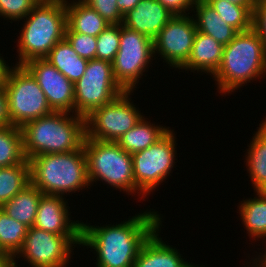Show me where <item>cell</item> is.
Masks as SVG:
<instances>
[{"label": "cell", "mask_w": 266, "mask_h": 267, "mask_svg": "<svg viewBox=\"0 0 266 267\" xmlns=\"http://www.w3.org/2000/svg\"><path fill=\"white\" fill-rule=\"evenodd\" d=\"M162 217L155 209H148L115 225L96 226L82 221L81 246L94 251L96 267H133L143 243L163 225Z\"/></svg>", "instance_id": "obj_1"}, {"label": "cell", "mask_w": 266, "mask_h": 267, "mask_svg": "<svg viewBox=\"0 0 266 267\" xmlns=\"http://www.w3.org/2000/svg\"><path fill=\"white\" fill-rule=\"evenodd\" d=\"M266 75V48L257 32L251 28L238 32L224 46L221 65L212 76L221 96L239 90L251 81ZM264 76V77H263Z\"/></svg>", "instance_id": "obj_2"}, {"label": "cell", "mask_w": 266, "mask_h": 267, "mask_svg": "<svg viewBox=\"0 0 266 267\" xmlns=\"http://www.w3.org/2000/svg\"><path fill=\"white\" fill-rule=\"evenodd\" d=\"M27 160L41 154L67 153L80 149L86 137L85 118L52 112L21 127Z\"/></svg>", "instance_id": "obj_3"}, {"label": "cell", "mask_w": 266, "mask_h": 267, "mask_svg": "<svg viewBox=\"0 0 266 267\" xmlns=\"http://www.w3.org/2000/svg\"><path fill=\"white\" fill-rule=\"evenodd\" d=\"M29 162L31 183L45 195L67 197L91 188L83 146L67 153L41 154Z\"/></svg>", "instance_id": "obj_4"}, {"label": "cell", "mask_w": 266, "mask_h": 267, "mask_svg": "<svg viewBox=\"0 0 266 267\" xmlns=\"http://www.w3.org/2000/svg\"><path fill=\"white\" fill-rule=\"evenodd\" d=\"M26 19V20H25ZM23 25L16 41L18 56L15 65L32 59H44L51 49L65 38L67 27L66 0L38 4L22 19Z\"/></svg>", "instance_id": "obj_5"}, {"label": "cell", "mask_w": 266, "mask_h": 267, "mask_svg": "<svg viewBox=\"0 0 266 267\" xmlns=\"http://www.w3.org/2000/svg\"><path fill=\"white\" fill-rule=\"evenodd\" d=\"M83 148L87 159V175L90 187L94 182L108 184L109 187L145 197L137 190L133 176L131 154L124 151L116 142H106L85 137ZM137 193V194H135Z\"/></svg>", "instance_id": "obj_6"}, {"label": "cell", "mask_w": 266, "mask_h": 267, "mask_svg": "<svg viewBox=\"0 0 266 267\" xmlns=\"http://www.w3.org/2000/svg\"><path fill=\"white\" fill-rule=\"evenodd\" d=\"M14 66V67H13ZM8 66L3 85L13 126L51 114L47 98L33 75L23 65Z\"/></svg>", "instance_id": "obj_7"}, {"label": "cell", "mask_w": 266, "mask_h": 267, "mask_svg": "<svg viewBox=\"0 0 266 267\" xmlns=\"http://www.w3.org/2000/svg\"><path fill=\"white\" fill-rule=\"evenodd\" d=\"M170 129L148 148L131 154L137 190L146 198L171 175L176 164V136Z\"/></svg>", "instance_id": "obj_8"}, {"label": "cell", "mask_w": 266, "mask_h": 267, "mask_svg": "<svg viewBox=\"0 0 266 267\" xmlns=\"http://www.w3.org/2000/svg\"><path fill=\"white\" fill-rule=\"evenodd\" d=\"M153 57V40L120 24L119 50L112 68L115 81L125 92L136 90L139 80L155 60Z\"/></svg>", "instance_id": "obj_9"}, {"label": "cell", "mask_w": 266, "mask_h": 267, "mask_svg": "<svg viewBox=\"0 0 266 267\" xmlns=\"http://www.w3.org/2000/svg\"><path fill=\"white\" fill-rule=\"evenodd\" d=\"M74 89V114L84 118L125 92L115 81L112 63L96 58L88 61Z\"/></svg>", "instance_id": "obj_10"}, {"label": "cell", "mask_w": 266, "mask_h": 267, "mask_svg": "<svg viewBox=\"0 0 266 267\" xmlns=\"http://www.w3.org/2000/svg\"><path fill=\"white\" fill-rule=\"evenodd\" d=\"M77 245L81 247V234L57 235L32 226L12 263L23 257L30 267H68Z\"/></svg>", "instance_id": "obj_11"}, {"label": "cell", "mask_w": 266, "mask_h": 267, "mask_svg": "<svg viewBox=\"0 0 266 267\" xmlns=\"http://www.w3.org/2000/svg\"><path fill=\"white\" fill-rule=\"evenodd\" d=\"M132 93L124 92L112 102L93 110L85 117L86 137L117 142L123 134L134 127L144 114L133 104L134 101L130 96Z\"/></svg>", "instance_id": "obj_12"}, {"label": "cell", "mask_w": 266, "mask_h": 267, "mask_svg": "<svg viewBox=\"0 0 266 267\" xmlns=\"http://www.w3.org/2000/svg\"><path fill=\"white\" fill-rule=\"evenodd\" d=\"M196 32L193 16L174 15L153 40L154 59L160 57L170 69L180 70L188 61Z\"/></svg>", "instance_id": "obj_13"}, {"label": "cell", "mask_w": 266, "mask_h": 267, "mask_svg": "<svg viewBox=\"0 0 266 267\" xmlns=\"http://www.w3.org/2000/svg\"><path fill=\"white\" fill-rule=\"evenodd\" d=\"M23 66L36 79L52 111L74 114V83L46 59H32Z\"/></svg>", "instance_id": "obj_14"}, {"label": "cell", "mask_w": 266, "mask_h": 267, "mask_svg": "<svg viewBox=\"0 0 266 267\" xmlns=\"http://www.w3.org/2000/svg\"><path fill=\"white\" fill-rule=\"evenodd\" d=\"M63 197L43 194L33 226L57 235L81 234V221L71 220L68 200Z\"/></svg>", "instance_id": "obj_15"}, {"label": "cell", "mask_w": 266, "mask_h": 267, "mask_svg": "<svg viewBox=\"0 0 266 267\" xmlns=\"http://www.w3.org/2000/svg\"><path fill=\"white\" fill-rule=\"evenodd\" d=\"M173 16L158 0H140L123 16L122 25L154 40Z\"/></svg>", "instance_id": "obj_16"}, {"label": "cell", "mask_w": 266, "mask_h": 267, "mask_svg": "<svg viewBox=\"0 0 266 267\" xmlns=\"http://www.w3.org/2000/svg\"><path fill=\"white\" fill-rule=\"evenodd\" d=\"M161 227L143 243L133 267H205L203 264L188 263L174 246L166 244L159 235Z\"/></svg>", "instance_id": "obj_17"}, {"label": "cell", "mask_w": 266, "mask_h": 267, "mask_svg": "<svg viewBox=\"0 0 266 267\" xmlns=\"http://www.w3.org/2000/svg\"><path fill=\"white\" fill-rule=\"evenodd\" d=\"M224 45L213 37L197 31L188 61L180 68L182 70L203 72L211 77L221 65Z\"/></svg>", "instance_id": "obj_18"}, {"label": "cell", "mask_w": 266, "mask_h": 267, "mask_svg": "<svg viewBox=\"0 0 266 267\" xmlns=\"http://www.w3.org/2000/svg\"><path fill=\"white\" fill-rule=\"evenodd\" d=\"M257 128L245 152V165L254 192L266 191V117Z\"/></svg>", "instance_id": "obj_19"}, {"label": "cell", "mask_w": 266, "mask_h": 267, "mask_svg": "<svg viewBox=\"0 0 266 267\" xmlns=\"http://www.w3.org/2000/svg\"><path fill=\"white\" fill-rule=\"evenodd\" d=\"M66 11L65 32H77L97 37L109 25L98 12L82 0H66Z\"/></svg>", "instance_id": "obj_20"}, {"label": "cell", "mask_w": 266, "mask_h": 267, "mask_svg": "<svg viewBox=\"0 0 266 267\" xmlns=\"http://www.w3.org/2000/svg\"><path fill=\"white\" fill-rule=\"evenodd\" d=\"M192 11L195 13L192 16L197 31L213 37L224 46L233 40L238 33L235 28L219 16L209 3L196 0Z\"/></svg>", "instance_id": "obj_21"}, {"label": "cell", "mask_w": 266, "mask_h": 267, "mask_svg": "<svg viewBox=\"0 0 266 267\" xmlns=\"http://www.w3.org/2000/svg\"><path fill=\"white\" fill-rule=\"evenodd\" d=\"M254 198L240 201L239 213L242 225L246 229L250 240L262 242L266 239V191H256Z\"/></svg>", "instance_id": "obj_22"}, {"label": "cell", "mask_w": 266, "mask_h": 267, "mask_svg": "<svg viewBox=\"0 0 266 267\" xmlns=\"http://www.w3.org/2000/svg\"><path fill=\"white\" fill-rule=\"evenodd\" d=\"M144 117L116 142L129 154L148 148L170 130L169 126L154 125L151 120L148 121L149 118Z\"/></svg>", "instance_id": "obj_23"}, {"label": "cell", "mask_w": 266, "mask_h": 267, "mask_svg": "<svg viewBox=\"0 0 266 267\" xmlns=\"http://www.w3.org/2000/svg\"><path fill=\"white\" fill-rule=\"evenodd\" d=\"M44 59L72 83L77 82L83 76L88 63V60L76 53L65 38L59 41Z\"/></svg>", "instance_id": "obj_24"}, {"label": "cell", "mask_w": 266, "mask_h": 267, "mask_svg": "<svg viewBox=\"0 0 266 267\" xmlns=\"http://www.w3.org/2000/svg\"><path fill=\"white\" fill-rule=\"evenodd\" d=\"M42 195L43 193L30 183L1 208L8 216L30 228L35 223L36 213Z\"/></svg>", "instance_id": "obj_25"}, {"label": "cell", "mask_w": 266, "mask_h": 267, "mask_svg": "<svg viewBox=\"0 0 266 267\" xmlns=\"http://www.w3.org/2000/svg\"><path fill=\"white\" fill-rule=\"evenodd\" d=\"M31 183L30 162L0 168V208Z\"/></svg>", "instance_id": "obj_26"}, {"label": "cell", "mask_w": 266, "mask_h": 267, "mask_svg": "<svg viewBox=\"0 0 266 267\" xmlns=\"http://www.w3.org/2000/svg\"><path fill=\"white\" fill-rule=\"evenodd\" d=\"M22 131L20 127L0 128V168L25 162Z\"/></svg>", "instance_id": "obj_27"}, {"label": "cell", "mask_w": 266, "mask_h": 267, "mask_svg": "<svg viewBox=\"0 0 266 267\" xmlns=\"http://www.w3.org/2000/svg\"><path fill=\"white\" fill-rule=\"evenodd\" d=\"M28 227L0 208V250L13 258L21 249Z\"/></svg>", "instance_id": "obj_28"}, {"label": "cell", "mask_w": 266, "mask_h": 267, "mask_svg": "<svg viewBox=\"0 0 266 267\" xmlns=\"http://www.w3.org/2000/svg\"><path fill=\"white\" fill-rule=\"evenodd\" d=\"M209 4L226 23L238 32H244L252 28L255 6H241L228 0H211Z\"/></svg>", "instance_id": "obj_29"}, {"label": "cell", "mask_w": 266, "mask_h": 267, "mask_svg": "<svg viewBox=\"0 0 266 267\" xmlns=\"http://www.w3.org/2000/svg\"><path fill=\"white\" fill-rule=\"evenodd\" d=\"M96 38L95 58L112 63L119 50L120 24H109Z\"/></svg>", "instance_id": "obj_30"}, {"label": "cell", "mask_w": 266, "mask_h": 267, "mask_svg": "<svg viewBox=\"0 0 266 267\" xmlns=\"http://www.w3.org/2000/svg\"><path fill=\"white\" fill-rule=\"evenodd\" d=\"M65 39L80 57L88 61L95 59L97 44L96 37L77 32H65Z\"/></svg>", "instance_id": "obj_31"}, {"label": "cell", "mask_w": 266, "mask_h": 267, "mask_svg": "<svg viewBox=\"0 0 266 267\" xmlns=\"http://www.w3.org/2000/svg\"><path fill=\"white\" fill-rule=\"evenodd\" d=\"M36 4L32 0H0V17L5 20L20 21L25 18Z\"/></svg>", "instance_id": "obj_32"}, {"label": "cell", "mask_w": 266, "mask_h": 267, "mask_svg": "<svg viewBox=\"0 0 266 267\" xmlns=\"http://www.w3.org/2000/svg\"><path fill=\"white\" fill-rule=\"evenodd\" d=\"M98 12L109 24H122L123 16L117 6V0H82Z\"/></svg>", "instance_id": "obj_33"}, {"label": "cell", "mask_w": 266, "mask_h": 267, "mask_svg": "<svg viewBox=\"0 0 266 267\" xmlns=\"http://www.w3.org/2000/svg\"><path fill=\"white\" fill-rule=\"evenodd\" d=\"M252 28L263 40L266 48V0H256L253 10Z\"/></svg>", "instance_id": "obj_34"}, {"label": "cell", "mask_w": 266, "mask_h": 267, "mask_svg": "<svg viewBox=\"0 0 266 267\" xmlns=\"http://www.w3.org/2000/svg\"><path fill=\"white\" fill-rule=\"evenodd\" d=\"M158 1L174 15H190V13H192L196 0H158Z\"/></svg>", "instance_id": "obj_35"}, {"label": "cell", "mask_w": 266, "mask_h": 267, "mask_svg": "<svg viewBox=\"0 0 266 267\" xmlns=\"http://www.w3.org/2000/svg\"><path fill=\"white\" fill-rule=\"evenodd\" d=\"M13 126L9 114L8 97L3 82L0 83V128Z\"/></svg>", "instance_id": "obj_36"}, {"label": "cell", "mask_w": 266, "mask_h": 267, "mask_svg": "<svg viewBox=\"0 0 266 267\" xmlns=\"http://www.w3.org/2000/svg\"><path fill=\"white\" fill-rule=\"evenodd\" d=\"M140 2V0H117V6L124 16L126 13L134 9V7Z\"/></svg>", "instance_id": "obj_37"}, {"label": "cell", "mask_w": 266, "mask_h": 267, "mask_svg": "<svg viewBox=\"0 0 266 267\" xmlns=\"http://www.w3.org/2000/svg\"><path fill=\"white\" fill-rule=\"evenodd\" d=\"M205 3H209L211 0H200ZM229 2L241 6H255L256 0H228Z\"/></svg>", "instance_id": "obj_38"}, {"label": "cell", "mask_w": 266, "mask_h": 267, "mask_svg": "<svg viewBox=\"0 0 266 267\" xmlns=\"http://www.w3.org/2000/svg\"><path fill=\"white\" fill-rule=\"evenodd\" d=\"M12 263V258L0 250V267H8Z\"/></svg>", "instance_id": "obj_39"}, {"label": "cell", "mask_w": 266, "mask_h": 267, "mask_svg": "<svg viewBox=\"0 0 266 267\" xmlns=\"http://www.w3.org/2000/svg\"><path fill=\"white\" fill-rule=\"evenodd\" d=\"M1 55L2 54H0V83L4 81V76L9 66L8 62H6Z\"/></svg>", "instance_id": "obj_40"}, {"label": "cell", "mask_w": 266, "mask_h": 267, "mask_svg": "<svg viewBox=\"0 0 266 267\" xmlns=\"http://www.w3.org/2000/svg\"><path fill=\"white\" fill-rule=\"evenodd\" d=\"M244 267H262V260L255 254V257H252L250 262H246Z\"/></svg>", "instance_id": "obj_41"}, {"label": "cell", "mask_w": 266, "mask_h": 267, "mask_svg": "<svg viewBox=\"0 0 266 267\" xmlns=\"http://www.w3.org/2000/svg\"><path fill=\"white\" fill-rule=\"evenodd\" d=\"M36 5L38 4H51V3H55L59 0H32Z\"/></svg>", "instance_id": "obj_42"}, {"label": "cell", "mask_w": 266, "mask_h": 267, "mask_svg": "<svg viewBox=\"0 0 266 267\" xmlns=\"http://www.w3.org/2000/svg\"><path fill=\"white\" fill-rule=\"evenodd\" d=\"M264 243H266V241H264ZM266 245H265V247H264V252H260L259 254H256V255H258V257L266 264ZM264 253V254H263Z\"/></svg>", "instance_id": "obj_43"}, {"label": "cell", "mask_w": 266, "mask_h": 267, "mask_svg": "<svg viewBox=\"0 0 266 267\" xmlns=\"http://www.w3.org/2000/svg\"><path fill=\"white\" fill-rule=\"evenodd\" d=\"M8 267H20V264L17 265V263H11Z\"/></svg>", "instance_id": "obj_44"}, {"label": "cell", "mask_w": 266, "mask_h": 267, "mask_svg": "<svg viewBox=\"0 0 266 267\" xmlns=\"http://www.w3.org/2000/svg\"><path fill=\"white\" fill-rule=\"evenodd\" d=\"M262 267H266V264L262 261Z\"/></svg>", "instance_id": "obj_45"}]
</instances>
